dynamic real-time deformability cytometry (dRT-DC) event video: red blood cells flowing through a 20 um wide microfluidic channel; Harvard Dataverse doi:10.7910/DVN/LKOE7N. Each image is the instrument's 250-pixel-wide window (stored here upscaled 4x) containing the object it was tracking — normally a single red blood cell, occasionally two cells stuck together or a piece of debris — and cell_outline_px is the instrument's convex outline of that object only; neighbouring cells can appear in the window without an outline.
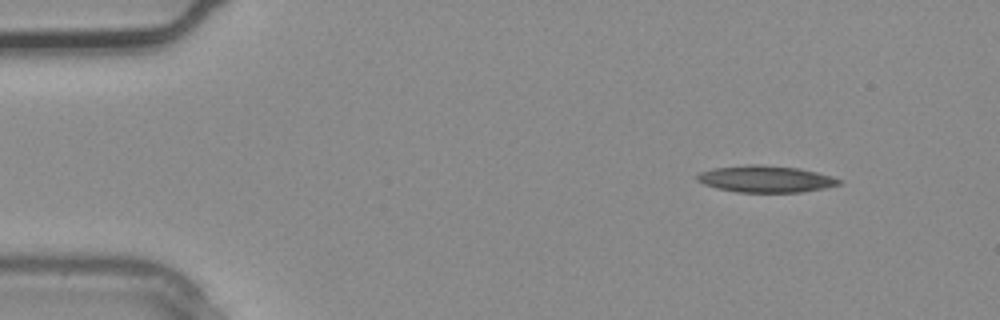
{"species": "common noctule bat (a hibernating species)", "species_latin": "Nyctalus noctula", "temperature_condition": "warm", "stored_images_in_passage": 2, "camera_frame_rate_fps": 3000, "um_per_image_px": 0.085, "animal": {"sex": "male", "body_mass_g": 20.4}, "frame": {"image": 1, "passage_image": 1, "time_ms": 0.0, "image_size_px": [1000, 320], "cell_outline_px": [[844, 184], [804, 192], [736, 192], [716, 188], [704, 184], [696, 180], [696, 176], [700, 172], [716, 168], [748, 164], [756, 164], [800, 168], [832, 176], [844, 180]], "centroid_in_image_um": [65.14, 15.22], "position_along_channel_um": 19.9, "area_um2": 22.25}}